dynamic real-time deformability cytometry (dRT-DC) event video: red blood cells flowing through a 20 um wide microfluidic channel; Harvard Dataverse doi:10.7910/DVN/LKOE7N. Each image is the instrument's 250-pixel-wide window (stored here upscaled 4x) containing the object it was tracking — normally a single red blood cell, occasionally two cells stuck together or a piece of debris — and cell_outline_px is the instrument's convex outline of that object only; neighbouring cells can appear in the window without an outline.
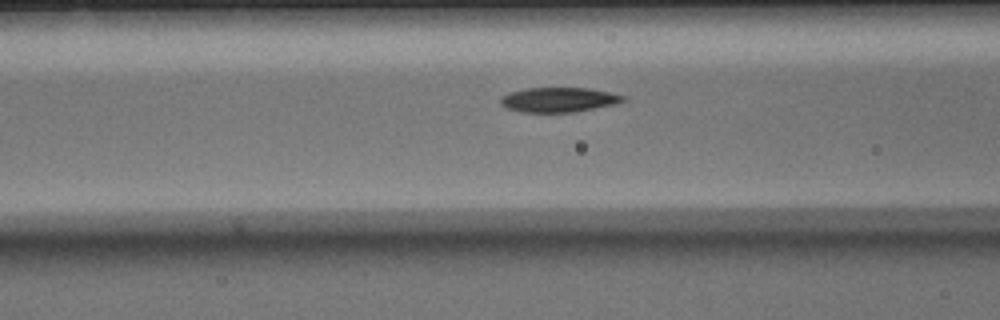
{"species": "Egyptian fruit bat (a non-hibernating species)", "species_latin": "Rousettus aegyptiacus", "temperature_condition": "warm", "stored_images_in_passage": 28, "camera_frame_rate_fps": 3000, "um_per_image_px": 0.085, "animal": {"sex": "male"}, "frame": {"image": 1, "passage_image": 9, "time_ms": 2.667, "image_size_px": [1000, 320], "cell_outline_px": [[628, 100], [616, 104], [576, 112], [520, 112], [508, 108], [500, 104], [500, 96], [524, 88], [588, 88], [608, 92], [624, 96]], "centroid_in_image_um": [47.5, 8.48], "position_along_channel_um": 119.1, "area_um2": 17.69}}
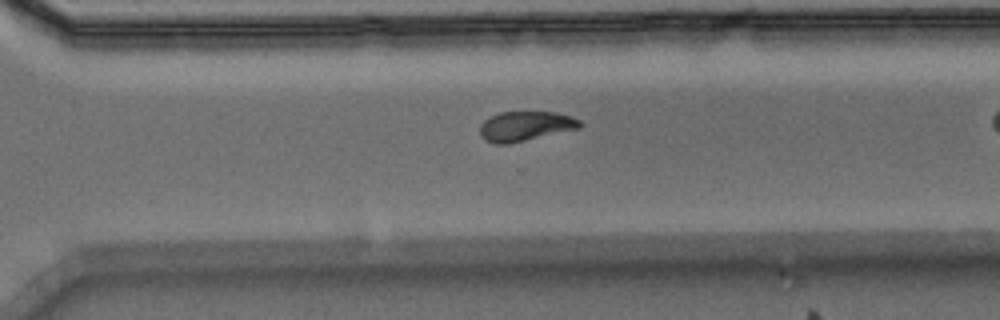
{"frame": {"image": 2, "passage_image": 24, "time_ms": 7.667, "image_size_px": [1000, 320], "cell_outline_px": [[584, 124], [580, 128], [508, 144], [492, 144], [484, 140], [480, 136], [480, 124], [484, 120], [500, 112], [556, 112], [572, 116], [580, 120]], "centroid_in_image_um": [44.66, 10.73], "position_along_channel_um": 325.9, "area_um2": 17.46}}